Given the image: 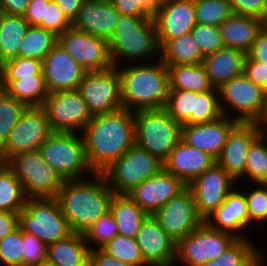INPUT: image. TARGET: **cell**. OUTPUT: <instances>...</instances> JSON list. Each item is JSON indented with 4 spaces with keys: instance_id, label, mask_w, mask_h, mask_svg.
<instances>
[{
    "instance_id": "obj_43",
    "label": "cell",
    "mask_w": 267,
    "mask_h": 266,
    "mask_svg": "<svg viewBox=\"0 0 267 266\" xmlns=\"http://www.w3.org/2000/svg\"><path fill=\"white\" fill-rule=\"evenodd\" d=\"M198 24L219 26L233 12L228 0H194Z\"/></svg>"
},
{
    "instance_id": "obj_49",
    "label": "cell",
    "mask_w": 267,
    "mask_h": 266,
    "mask_svg": "<svg viewBox=\"0 0 267 266\" xmlns=\"http://www.w3.org/2000/svg\"><path fill=\"white\" fill-rule=\"evenodd\" d=\"M47 259V245L36 236L23 232L22 266H38Z\"/></svg>"
},
{
    "instance_id": "obj_17",
    "label": "cell",
    "mask_w": 267,
    "mask_h": 266,
    "mask_svg": "<svg viewBox=\"0 0 267 266\" xmlns=\"http://www.w3.org/2000/svg\"><path fill=\"white\" fill-rule=\"evenodd\" d=\"M233 182L236 181L216 162L187 185L204 221L225 201Z\"/></svg>"
},
{
    "instance_id": "obj_46",
    "label": "cell",
    "mask_w": 267,
    "mask_h": 266,
    "mask_svg": "<svg viewBox=\"0 0 267 266\" xmlns=\"http://www.w3.org/2000/svg\"><path fill=\"white\" fill-rule=\"evenodd\" d=\"M163 0H111L121 15L154 20Z\"/></svg>"
},
{
    "instance_id": "obj_53",
    "label": "cell",
    "mask_w": 267,
    "mask_h": 266,
    "mask_svg": "<svg viewBox=\"0 0 267 266\" xmlns=\"http://www.w3.org/2000/svg\"><path fill=\"white\" fill-rule=\"evenodd\" d=\"M243 73L263 90L267 88V64L245 60Z\"/></svg>"
},
{
    "instance_id": "obj_13",
    "label": "cell",
    "mask_w": 267,
    "mask_h": 266,
    "mask_svg": "<svg viewBox=\"0 0 267 266\" xmlns=\"http://www.w3.org/2000/svg\"><path fill=\"white\" fill-rule=\"evenodd\" d=\"M53 132L84 130L92 119L78 90L49 93L42 105Z\"/></svg>"
},
{
    "instance_id": "obj_60",
    "label": "cell",
    "mask_w": 267,
    "mask_h": 266,
    "mask_svg": "<svg viewBox=\"0 0 267 266\" xmlns=\"http://www.w3.org/2000/svg\"><path fill=\"white\" fill-rule=\"evenodd\" d=\"M267 123V88L264 90V125Z\"/></svg>"
},
{
    "instance_id": "obj_32",
    "label": "cell",
    "mask_w": 267,
    "mask_h": 266,
    "mask_svg": "<svg viewBox=\"0 0 267 266\" xmlns=\"http://www.w3.org/2000/svg\"><path fill=\"white\" fill-rule=\"evenodd\" d=\"M166 66L169 73V89L188 90L197 93L214 89L203 63Z\"/></svg>"
},
{
    "instance_id": "obj_48",
    "label": "cell",
    "mask_w": 267,
    "mask_h": 266,
    "mask_svg": "<svg viewBox=\"0 0 267 266\" xmlns=\"http://www.w3.org/2000/svg\"><path fill=\"white\" fill-rule=\"evenodd\" d=\"M191 34L204 56L217 52L224 47L219 26L197 23Z\"/></svg>"
},
{
    "instance_id": "obj_28",
    "label": "cell",
    "mask_w": 267,
    "mask_h": 266,
    "mask_svg": "<svg viewBox=\"0 0 267 266\" xmlns=\"http://www.w3.org/2000/svg\"><path fill=\"white\" fill-rule=\"evenodd\" d=\"M262 28L263 19L238 14H232L219 25L224 46L246 53Z\"/></svg>"
},
{
    "instance_id": "obj_44",
    "label": "cell",
    "mask_w": 267,
    "mask_h": 266,
    "mask_svg": "<svg viewBox=\"0 0 267 266\" xmlns=\"http://www.w3.org/2000/svg\"><path fill=\"white\" fill-rule=\"evenodd\" d=\"M37 74H43L39 59L16 57L6 60L0 67V80H19Z\"/></svg>"
},
{
    "instance_id": "obj_11",
    "label": "cell",
    "mask_w": 267,
    "mask_h": 266,
    "mask_svg": "<svg viewBox=\"0 0 267 266\" xmlns=\"http://www.w3.org/2000/svg\"><path fill=\"white\" fill-rule=\"evenodd\" d=\"M236 237L211 228L206 222L176 242V255L188 266H202L213 261Z\"/></svg>"
},
{
    "instance_id": "obj_51",
    "label": "cell",
    "mask_w": 267,
    "mask_h": 266,
    "mask_svg": "<svg viewBox=\"0 0 267 266\" xmlns=\"http://www.w3.org/2000/svg\"><path fill=\"white\" fill-rule=\"evenodd\" d=\"M39 26L59 36L72 27V22L63 13L58 4L51 0L46 5L45 19L42 20Z\"/></svg>"
},
{
    "instance_id": "obj_29",
    "label": "cell",
    "mask_w": 267,
    "mask_h": 266,
    "mask_svg": "<svg viewBox=\"0 0 267 266\" xmlns=\"http://www.w3.org/2000/svg\"><path fill=\"white\" fill-rule=\"evenodd\" d=\"M90 252L84 235L73 232L47 245V260L57 266H89Z\"/></svg>"
},
{
    "instance_id": "obj_34",
    "label": "cell",
    "mask_w": 267,
    "mask_h": 266,
    "mask_svg": "<svg viewBox=\"0 0 267 266\" xmlns=\"http://www.w3.org/2000/svg\"><path fill=\"white\" fill-rule=\"evenodd\" d=\"M29 26L23 16L0 12L1 66L6 60L18 57L20 42Z\"/></svg>"
},
{
    "instance_id": "obj_30",
    "label": "cell",
    "mask_w": 267,
    "mask_h": 266,
    "mask_svg": "<svg viewBox=\"0 0 267 266\" xmlns=\"http://www.w3.org/2000/svg\"><path fill=\"white\" fill-rule=\"evenodd\" d=\"M110 211L117 222L118 234L131 238L136 237L148 216L127 194H115Z\"/></svg>"
},
{
    "instance_id": "obj_10",
    "label": "cell",
    "mask_w": 267,
    "mask_h": 266,
    "mask_svg": "<svg viewBox=\"0 0 267 266\" xmlns=\"http://www.w3.org/2000/svg\"><path fill=\"white\" fill-rule=\"evenodd\" d=\"M52 132L43 107H27L0 148V162L6 163L20 153L39 150Z\"/></svg>"
},
{
    "instance_id": "obj_39",
    "label": "cell",
    "mask_w": 267,
    "mask_h": 266,
    "mask_svg": "<svg viewBox=\"0 0 267 266\" xmlns=\"http://www.w3.org/2000/svg\"><path fill=\"white\" fill-rule=\"evenodd\" d=\"M218 94V89L214 88L213 90L198 93L194 97L191 124L208 123L225 116L224 107L226 106L220 103V99L217 97Z\"/></svg>"
},
{
    "instance_id": "obj_37",
    "label": "cell",
    "mask_w": 267,
    "mask_h": 266,
    "mask_svg": "<svg viewBox=\"0 0 267 266\" xmlns=\"http://www.w3.org/2000/svg\"><path fill=\"white\" fill-rule=\"evenodd\" d=\"M259 255L245 237L236 238L218 258L202 266H253Z\"/></svg>"
},
{
    "instance_id": "obj_40",
    "label": "cell",
    "mask_w": 267,
    "mask_h": 266,
    "mask_svg": "<svg viewBox=\"0 0 267 266\" xmlns=\"http://www.w3.org/2000/svg\"><path fill=\"white\" fill-rule=\"evenodd\" d=\"M264 132H262L250 145L245 166V175L257 184H267V146Z\"/></svg>"
},
{
    "instance_id": "obj_20",
    "label": "cell",
    "mask_w": 267,
    "mask_h": 266,
    "mask_svg": "<svg viewBox=\"0 0 267 266\" xmlns=\"http://www.w3.org/2000/svg\"><path fill=\"white\" fill-rule=\"evenodd\" d=\"M260 123L239 122L228 134L217 163L234 179L245 174L247 152L252 142L264 131Z\"/></svg>"
},
{
    "instance_id": "obj_58",
    "label": "cell",
    "mask_w": 267,
    "mask_h": 266,
    "mask_svg": "<svg viewBox=\"0 0 267 266\" xmlns=\"http://www.w3.org/2000/svg\"><path fill=\"white\" fill-rule=\"evenodd\" d=\"M18 227V213L0 211V240Z\"/></svg>"
},
{
    "instance_id": "obj_45",
    "label": "cell",
    "mask_w": 267,
    "mask_h": 266,
    "mask_svg": "<svg viewBox=\"0 0 267 266\" xmlns=\"http://www.w3.org/2000/svg\"><path fill=\"white\" fill-rule=\"evenodd\" d=\"M83 235L86 243L95 242L97 249L118 235L117 222L111 211L101 216Z\"/></svg>"
},
{
    "instance_id": "obj_2",
    "label": "cell",
    "mask_w": 267,
    "mask_h": 266,
    "mask_svg": "<svg viewBox=\"0 0 267 266\" xmlns=\"http://www.w3.org/2000/svg\"><path fill=\"white\" fill-rule=\"evenodd\" d=\"M95 180H64L55 197L72 232L84 234L101 216L110 211L115 192L103 173Z\"/></svg>"
},
{
    "instance_id": "obj_47",
    "label": "cell",
    "mask_w": 267,
    "mask_h": 266,
    "mask_svg": "<svg viewBox=\"0 0 267 266\" xmlns=\"http://www.w3.org/2000/svg\"><path fill=\"white\" fill-rule=\"evenodd\" d=\"M23 231L18 226L0 240V260L6 266H22Z\"/></svg>"
},
{
    "instance_id": "obj_63",
    "label": "cell",
    "mask_w": 267,
    "mask_h": 266,
    "mask_svg": "<svg viewBox=\"0 0 267 266\" xmlns=\"http://www.w3.org/2000/svg\"><path fill=\"white\" fill-rule=\"evenodd\" d=\"M263 27L267 30V11H266V14L263 18Z\"/></svg>"
},
{
    "instance_id": "obj_26",
    "label": "cell",
    "mask_w": 267,
    "mask_h": 266,
    "mask_svg": "<svg viewBox=\"0 0 267 266\" xmlns=\"http://www.w3.org/2000/svg\"><path fill=\"white\" fill-rule=\"evenodd\" d=\"M246 57V52L225 46L217 52L206 55L203 65L213 88L219 89L232 78L242 75Z\"/></svg>"
},
{
    "instance_id": "obj_8",
    "label": "cell",
    "mask_w": 267,
    "mask_h": 266,
    "mask_svg": "<svg viewBox=\"0 0 267 266\" xmlns=\"http://www.w3.org/2000/svg\"><path fill=\"white\" fill-rule=\"evenodd\" d=\"M6 164L21 182L28 198H55L64 182L39 150L17 154Z\"/></svg>"
},
{
    "instance_id": "obj_23",
    "label": "cell",
    "mask_w": 267,
    "mask_h": 266,
    "mask_svg": "<svg viewBox=\"0 0 267 266\" xmlns=\"http://www.w3.org/2000/svg\"><path fill=\"white\" fill-rule=\"evenodd\" d=\"M239 122L226 115L208 122L182 125V138L190 147L210 154L216 160L220 157L228 134Z\"/></svg>"
},
{
    "instance_id": "obj_59",
    "label": "cell",
    "mask_w": 267,
    "mask_h": 266,
    "mask_svg": "<svg viewBox=\"0 0 267 266\" xmlns=\"http://www.w3.org/2000/svg\"><path fill=\"white\" fill-rule=\"evenodd\" d=\"M61 8L67 18L73 22L77 17L78 12L84 0H53Z\"/></svg>"
},
{
    "instance_id": "obj_19",
    "label": "cell",
    "mask_w": 267,
    "mask_h": 266,
    "mask_svg": "<svg viewBox=\"0 0 267 266\" xmlns=\"http://www.w3.org/2000/svg\"><path fill=\"white\" fill-rule=\"evenodd\" d=\"M42 71L49 93L78 90L87 72L57 43L42 61Z\"/></svg>"
},
{
    "instance_id": "obj_62",
    "label": "cell",
    "mask_w": 267,
    "mask_h": 266,
    "mask_svg": "<svg viewBox=\"0 0 267 266\" xmlns=\"http://www.w3.org/2000/svg\"><path fill=\"white\" fill-rule=\"evenodd\" d=\"M261 256V257H260ZM261 259H262V255L260 254L256 259H255V262H254V265L253 266H262L261 265ZM266 266V265H265Z\"/></svg>"
},
{
    "instance_id": "obj_21",
    "label": "cell",
    "mask_w": 267,
    "mask_h": 266,
    "mask_svg": "<svg viewBox=\"0 0 267 266\" xmlns=\"http://www.w3.org/2000/svg\"><path fill=\"white\" fill-rule=\"evenodd\" d=\"M160 47L192 31L197 24L194 0H163L154 19Z\"/></svg>"
},
{
    "instance_id": "obj_61",
    "label": "cell",
    "mask_w": 267,
    "mask_h": 266,
    "mask_svg": "<svg viewBox=\"0 0 267 266\" xmlns=\"http://www.w3.org/2000/svg\"><path fill=\"white\" fill-rule=\"evenodd\" d=\"M38 266H57L54 263L49 262L47 259L41 262Z\"/></svg>"
},
{
    "instance_id": "obj_41",
    "label": "cell",
    "mask_w": 267,
    "mask_h": 266,
    "mask_svg": "<svg viewBox=\"0 0 267 266\" xmlns=\"http://www.w3.org/2000/svg\"><path fill=\"white\" fill-rule=\"evenodd\" d=\"M197 92L169 89L165 110L181 125H191V112H193L194 97Z\"/></svg>"
},
{
    "instance_id": "obj_7",
    "label": "cell",
    "mask_w": 267,
    "mask_h": 266,
    "mask_svg": "<svg viewBox=\"0 0 267 266\" xmlns=\"http://www.w3.org/2000/svg\"><path fill=\"white\" fill-rule=\"evenodd\" d=\"M75 132H52L39 148L44 160L63 180L81 179L82 172L92 171L83 137Z\"/></svg>"
},
{
    "instance_id": "obj_57",
    "label": "cell",
    "mask_w": 267,
    "mask_h": 266,
    "mask_svg": "<svg viewBox=\"0 0 267 266\" xmlns=\"http://www.w3.org/2000/svg\"><path fill=\"white\" fill-rule=\"evenodd\" d=\"M29 0H0V12L7 15L23 16Z\"/></svg>"
},
{
    "instance_id": "obj_38",
    "label": "cell",
    "mask_w": 267,
    "mask_h": 266,
    "mask_svg": "<svg viewBox=\"0 0 267 266\" xmlns=\"http://www.w3.org/2000/svg\"><path fill=\"white\" fill-rule=\"evenodd\" d=\"M106 254L119 259L130 266H150L142 255L141 249L135 238L116 235L102 248Z\"/></svg>"
},
{
    "instance_id": "obj_33",
    "label": "cell",
    "mask_w": 267,
    "mask_h": 266,
    "mask_svg": "<svg viewBox=\"0 0 267 266\" xmlns=\"http://www.w3.org/2000/svg\"><path fill=\"white\" fill-rule=\"evenodd\" d=\"M204 55L191 32L169 40L161 48V59L165 65L201 64Z\"/></svg>"
},
{
    "instance_id": "obj_16",
    "label": "cell",
    "mask_w": 267,
    "mask_h": 266,
    "mask_svg": "<svg viewBox=\"0 0 267 266\" xmlns=\"http://www.w3.org/2000/svg\"><path fill=\"white\" fill-rule=\"evenodd\" d=\"M218 92L221 100L239 112L238 122L264 125V90L244 73L223 84Z\"/></svg>"
},
{
    "instance_id": "obj_31",
    "label": "cell",
    "mask_w": 267,
    "mask_h": 266,
    "mask_svg": "<svg viewBox=\"0 0 267 266\" xmlns=\"http://www.w3.org/2000/svg\"><path fill=\"white\" fill-rule=\"evenodd\" d=\"M0 89L27 107L42 106L49 94L43 74L20 77L19 80H0Z\"/></svg>"
},
{
    "instance_id": "obj_42",
    "label": "cell",
    "mask_w": 267,
    "mask_h": 266,
    "mask_svg": "<svg viewBox=\"0 0 267 266\" xmlns=\"http://www.w3.org/2000/svg\"><path fill=\"white\" fill-rule=\"evenodd\" d=\"M27 106L0 89V148L6 143L13 127Z\"/></svg>"
},
{
    "instance_id": "obj_25",
    "label": "cell",
    "mask_w": 267,
    "mask_h": 266,
    "mask_svg": "<svg viewBox=\"0 0 267 266\" xmlns=\"http://www.w3.org/2000/svg\"><path fill=\"white\" fill-rule=\"evenodd\" d=\"M216 162L210 154L190 147L181 140L163 162V168L188 185Z\"/></svg>"
},
{
    "instance_id": "obj_22",
    "label": "cell",
    "mask_w": 267,
    "mask_h": 266,
    "mask_svg": "<svg viewBox=\"0 0 267 266\" xmlns=\"http://www.w3.org/2000/svg\"><path fill=\"white\" fill-rule=\"evenodd\" d=\"M144 260L150 266H173L177 261L176 241L157 223L152 215L142 222L135 237Z\"/></svg>"
},
{
    "instance_id": "obj_1",
    "label": "cell",
    "mask_w": 267,
    "mask_h": 266,
    "mask_svg": "<svg viewBox=\"0 0 267 266\" xmlns=\"http://www.w3.org/2000/svg\"><path fill=\"white\" fill-rule=\"evenodd\" d=\"M83 139L88 163L102 173L135 144L134 113L126 108L93 115Z\"/></svg>"
},
{
    "instance_id": "obj_54",
    "label": "cell",
    "mask_w": 267,
    "mask_h": 266,
    "mask_svg": "<svg viewBox=\"0 0 267 266\" xmlns=\"http://www.w3.org/2000/svg\"><path fill=\"white\" fill-rule=\"evenodd\" d=\"M246 60H254L267 64V30L263 27L257 34Z\"/></svg>"
},
{
    "instance_id": "obj_15",
    "label": "cell",
    "mask_w": 267,
    "mask_h": 266,
    "mask_svg": "<svg viewBox=\"0 0 267 266\" xmlns=\"http://www.w3.org/2000/svg\"><path fill=\"white\" fill-rule=\"evenodd\" d=\"M152 216L176 242L205 222L198 212L192 192L188 187L171 198Z\"/></svg>"
},
{
    "instance_id": "obj_35",
    "label": "cell",
    "mask_w": 267,
    "mask_h": 266,
    "mask_svg": "<svg viewBox=\"0 0 267 266\" xmlns=\"http://www.w3.org/2000/svg\"><path fill=\"white\" fill-rule=\"evenodd\" d=\"M27 198L12 169L0 162V211L19 213L25 207Z\"/></svg>"
},
{
    "instance_id": "obj_55",
    "label": "cell",
    "mask_w": 267,
    "mask_h": 266,
    "mask_svg": "<svg viewBox=\"0 0 267 266\" xmlns=\"http://www.w3.org/2000/svg\"><path fill=\"white\" fill-rule=\"evenodd\" d=\"M51 0H29L26 12L23 17L31 26H39L45 19L46 5Z\"/></svg>"
},
{
    "instance_id": "obj_3",
    "label": "cell",
    "mask_w": 267,
    "mask_h": 266,
    "mask_svg": "<svg viewBox=\"0 0 267 266\" xmlns=\"http://www.w3.org/2000/svg\"><path fill=\"white\" fill-rule=\"evenodd\" d=\"M118 72L123 108L129 111L165 108L169 93V73L162 60L156 65L138 64L118 69Z\"/></svg>"
},
{
    "instance_id": "obj_18",
    "label": "cell",
    "mask_w": 267,
    "mask_h": 266,
    "mask_svg": "<svg viewBox=\"0 0 267 266\" xmlns=\"http://www.w3.org/2000/svg\"><path fill=\"white\" fill-rule=\"evenodd\" d=\"M187 185L162 168L157 174L135 186L127 195L148 215H152Z\"/></svg>"
},
{
    "instance_id": "obj_9",
    "label": "cell",
    "mask_w": 267,
    "mask_h": 266,
    "mask_svg": "<svg viewBox=\"0 0 267 266\" xmlns=\"http://www.w3.org/2000/svg\"><path fill=\"white\" fill-rule=\"evenodd\" d=\"M162 168V161L134 144L102 173L115 194H127Z\"/></svg>"
},
{
    "instance_id": "obj_6",
    "label": "cell",
    "mask_w": 267,
    "mask_h": 266,
    "mask_svg": "<svg viewBox=\"0 0 267 266\" xmlns=\"http://www.w3.org/2000/svg\"><path fill=\"white\" fill-rule=\"evenodd\" d=\"M18 226L46 245L73 233L56 198H27L18 213Z\"/></svg>"
},
{
    "instance_id": "obj_36",
    "label": "cell",
    "mask_w": 267,
    "mask_h": 266,
    "mask_svg": "<svg viewBox=\"0 0 267 266\" xmlns=\"http://www.w3.org/2000/svg\"><path fill=\"white\" fill-rule=\"evenodd\" d=\"M58 43V36L40 26H29L19 45L18 57L44 60Z\"/></svg>"
},
{
    "instance_id": "obj_14",
    "label": "cell",
    "mask_w": 267,
    "mask_h": 266,
    "mask_svg": "<svg viewBox=\"0 0 267 266\" xmlns=\"http://www.w3.org/2000/svg\"><path fill=\"white\" fill-rule=\"evenodd\" d=\"M58 43L87 72L113 67L109 42L105 38L70 27L58 36Z\"/></svg>"
},
{
    "instance_id": "obj_4",
    "label": "cell",
    "mask_w": 267,
    "mask_h": 266,
    "mask_svg": "<svg viewBox=\"0 0 267 266\" xmlns=\"http://www.w3.org/2000/svg\"><path fill=\"white\" fill-rule=\"evenodd\" d=\"M108 42L112 63L118 68L119 57L133 61L149 57L157 51L161 54L155 21L149 18L120 15Z\"/></svg>"
},
{
    "instance_id": "obj_27",
    "label": "cell",
    "mask_w": 267,
    "mask_h": 266,
    "mask_svg": "<svg viewBox=\"0 0 267 266\" xmlns=\"http://www.w3.org/2000/svg\"><path fill=\"white\" fill-rule=\"evenodd\" d=\"M211 218L216 221L211 220ZM211 228L233 234L242 238L235 231L244 229L249 224L246 200L244 193L231 190L225 201L205 221ZM234 232V233H232Z\"/></svg>"
},
{
    "instance_id": "obj_56",
    "label": "cell",
    "mask_w": 267,
    "mask_h": 266,
    "mask_svg": "<svg viewBox=\"0 0 267 266\" xmlns=\"http://www.w3.org/2000/svg\"><path fill=\"white\" fill-rule=\"evenodd\" d=\"M89 266H130L106 254L102 249H91Z\"/></svg>"
},
{
    "instance_id": "obj_12",
    "label": "cell",
    "mask_w": 267,
    "mask_h": 266,
    "mask_svg": "<svg viewBox=\"0 0 267 266\" xmlns=\"http://www.w3.org/2000/svg\"><path fill=\"white\" fill-rule=\"evenodd\" d=\"M78 91L92 116L123 108L120 76L115 66L103 71L86 72Z\"/></svg>"
},
{
    "instance_id": "obj_52",
    "label": "cell",
    "mask_w": 267,
    "mask_h": 266,
    "mask_svg": "<svg viewBox=\"0 0 267 266\" xmlns=\"http://www.w3.org/2000/svg\"><path fill=\"white\" fill-rule=\"evenodd\" d=\"M233 14L263 19L267 11V0H228Z\"/></svg>"
},
{
    "instance_id": "obj_50",
    "label": "cell",
    "mask_w": 267,
    "mask_h": 266,
    "mask_svg": "<svg viewBox=\"0 0 267 266\" xmlns=\"http://www.w3.org/2000/svg\"><path fill=\"white\" fill-rule=\"evenodd\" d=\"M260 187L251 193L244 194L247 212L249 216V224L252 220H267V184H259Z\"/></svg>"
},
{
    "instance_id": "obj_5",
    "label": "cell",
    "mask_w": 267,
    "mask_h": 266,
    "mask_svg": "<svg viewBox=\"0 0 267 266\" xmlns=\"http://www.w3.org/2000/svg\"><path fill=\"white\" fill-rule=\"evenodd\" d=\"M135 144L164 162L181 141L182 125L163 109L134 111Z\"/></svg>"
},
{
    "instance_id": "obj_24",
    "label": "cell",
    "mask_w": 267,
    "mask_h": 266,
    "mask_svg": "<svg viewBox=\"0 0 267 266\" xmlns=\"http://www.w3.org/2000/svg\"><path fill=\"white\" fill-rule=\"evenodd\" d=\"M120 15L111 0H84L72 27L109 40Z\"/></svg>"
}]
</instances>
